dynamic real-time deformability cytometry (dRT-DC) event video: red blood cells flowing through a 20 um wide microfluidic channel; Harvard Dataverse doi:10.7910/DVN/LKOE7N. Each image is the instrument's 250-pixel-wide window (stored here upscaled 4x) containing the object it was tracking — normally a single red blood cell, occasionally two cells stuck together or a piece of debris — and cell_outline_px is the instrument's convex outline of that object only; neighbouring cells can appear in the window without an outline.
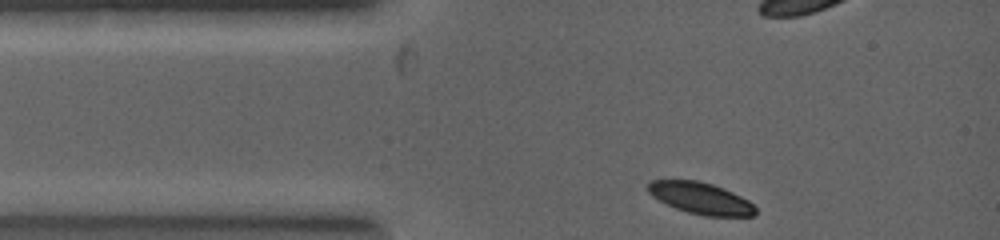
{"species": "common noctule bat (a hibernating species)", "species_latin": "Nyctalus noctula", "temperature_condition": "warm", "stored_images_in_passage": 6, "camera_frame_rate_fps": 5000, "um_per_image_px": 0.085, "animal": {"sex": "female", "body_mass_g": 19.0, "forearm_length_mm": 53.3}, "frame": {"image": 1, "passage_image": 1, "time_ms": 0.0, "image_size_px": [1000, 240], "cell_outline_px": [[756, 216], [704, 216], [688, 212], [676, 208], [652, 196], [648, 192], [648, 184], [652, 180], [696, 180], [712, 184], [724, 188], [748, 200], [756, 208]], "centroid_in_image_um": [59.58, 16.85], "position_along_channel_um": 25.4, "area_um2": 19.65}}
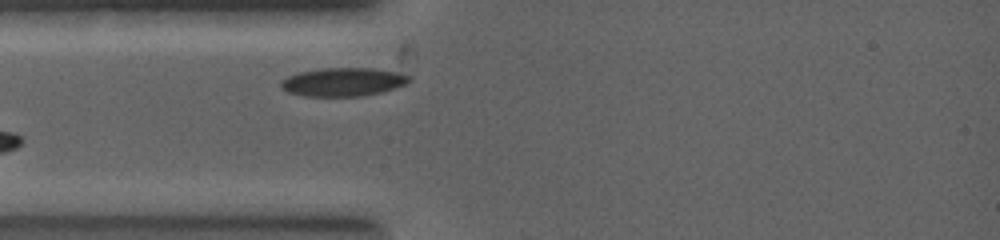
{"frame": {"image": 2, "passage_image": 6, "time_ms": 1.4, "image_size_px": [1000, 240], "cell_outline_px": [[412, 80], [404, 84], [380, 92], [360, 96], [304, 96], [288, 92], [280, 84], [288, 76], [300, 72], [324, 68], [372, 68], [412, 76]], "centroid_in_image_um": [29.16, 6.96], "position_along_channel_um": 55.8, "area_um2": 20.81}}